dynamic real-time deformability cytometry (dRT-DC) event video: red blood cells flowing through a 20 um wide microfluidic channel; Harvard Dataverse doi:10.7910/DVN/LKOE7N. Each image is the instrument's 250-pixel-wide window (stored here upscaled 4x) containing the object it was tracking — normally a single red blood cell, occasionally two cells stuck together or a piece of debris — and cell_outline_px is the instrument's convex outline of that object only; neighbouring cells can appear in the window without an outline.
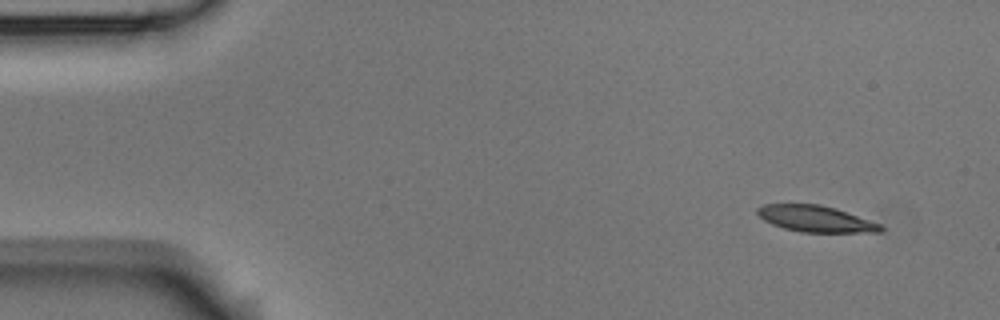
{"species": "Egyptian fruit bat (a non-hibernating species)", "species_latin": "Rousettus aegyptiacus", "temperature_condition": "room temperature", "stored_images_in_passage": 5, "camera_frame_rate_fps": 3000, "um_per_image_px": 0.085, "animal": {"sex": "male"}, "frame": {"image": 1, "passage_image": 1, "time_ms": 0.0, "image_size_px": [1000, 320], "cell_outline_px": [[884, 232], [800, 232], [784, 228], [772, 224], [764, 220], [756, 212], [756, 208], [764, 204], [820, 204], [836, 208], [880, 224], [884, 228]], "centroid_in_image_um": [69.32, 18.59], "position_along_channel_um": 15.7, "area_um2": 18.84}}
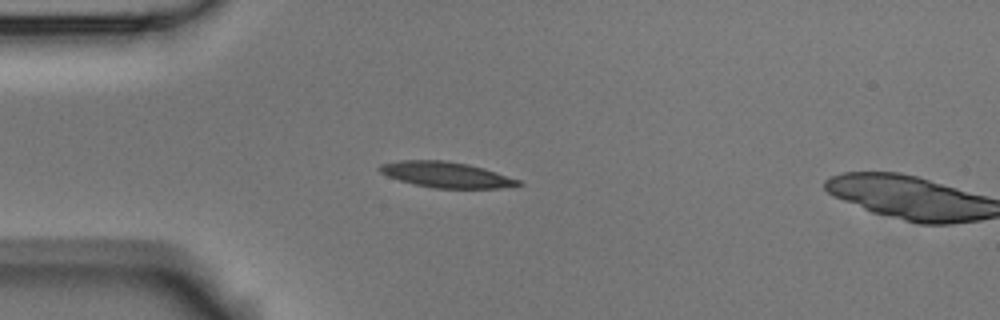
{"frame": {"image": 2, "passage_image": 4, "time_ms": 3.333, "image_size_px": [1000, 320], "cell_outline_px": [[524, 184], [500, 188], [432, 188], [412, 184], [388, 176], [380, 172], [376, 168], [380, 164], [400, 160], [448, 160], [468, 164], [484, 168], [520, 180]], "centroid_in_image_um": [37.9, 14.84], "position_along_channel_um": 47.1, "area_um2": 20.87}}